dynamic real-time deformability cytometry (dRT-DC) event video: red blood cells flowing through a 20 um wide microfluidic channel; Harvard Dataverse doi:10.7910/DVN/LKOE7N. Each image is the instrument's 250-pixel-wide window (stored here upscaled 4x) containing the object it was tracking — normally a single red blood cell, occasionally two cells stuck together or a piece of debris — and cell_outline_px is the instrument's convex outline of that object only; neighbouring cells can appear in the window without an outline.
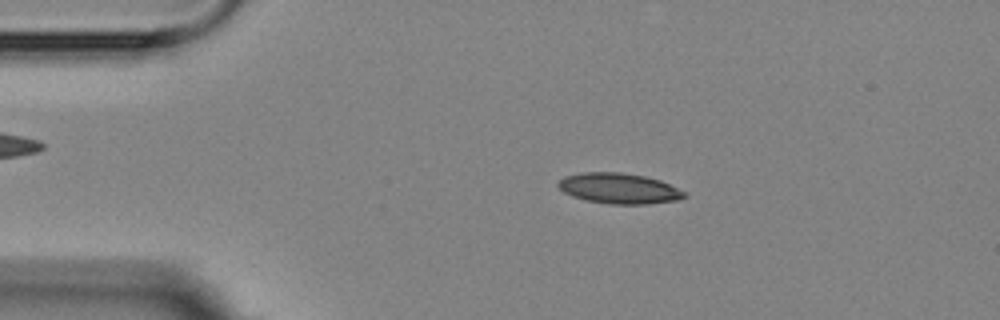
{"species": "Egyptian fruit bat (a non-hibernating species)", "species_latin": "Rousettus aegyptiacus", "temperature_condition": "room temperature", "stored_images_in_passage": 7, "camera_frame_rate_fps": 3000, "um_per_image_px": 0.085, "animal": {"sex": "female"}, "frame": {"image": 1, "passage_image": 2, "time_ms": 1.333, "image_size_px": [1000, 320], "cell_outline_px": [[688, 196], [676, 200], [648, 204], [608, 204], [584, 200], [572, 196], [564, 192], [556, 184], [564, 176], [584, 172], [620, 172], [644, 176], [660, 180], [684, 192]], "centroid_in_image_um": [52.58, 16.02], "position_along_channel_um": 32.4, "area_um2": 22.37}}
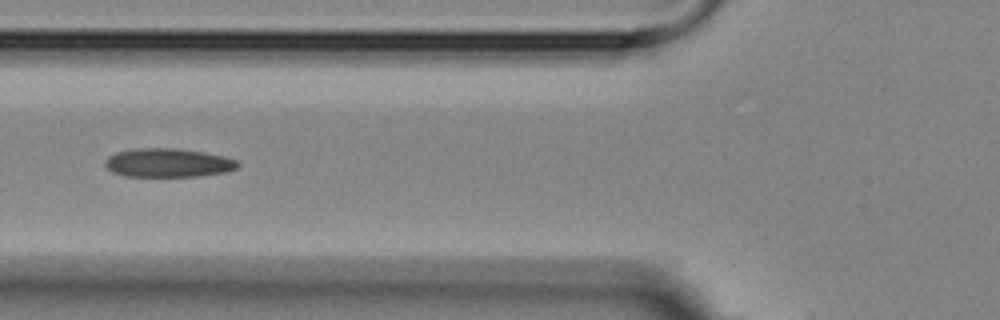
{"frame": {"image": 2, "passage_image": 5, "time_ms": 4.667, "image_size_px": [1000, 320], "cell_outline_px": [[240, 164], [236, 168], [228, 172], [200, 176], [124, 176], [112, 172], [104, 164], [108, 156], [116, 152], [140, 148], [176, 148], [204, 152], [224, 156], [236, 160]], "centroid_in_image_um": [14.3, 13.84], "position_along_channel_um": 111.5, "area_um2": 22.25}}
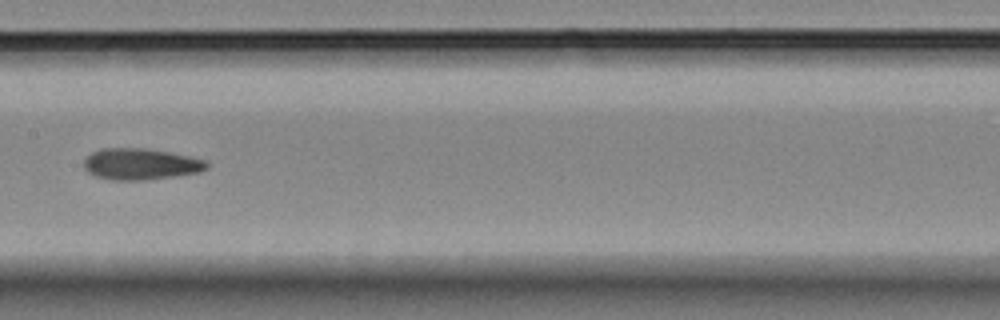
{"frame": {"image": 3, "passage_image": 7, "time_ms": 7.0, "image_size_px": [1000, 320], "cell_outline_px": [[208, 168], [200, 172], [144, 180], [112, 180], [96, 176], [88, 172], [84, 168], [84, 160], [92, 152], [100, 148], [144, 148], [168, 152], [188, 156], [204, 160], [208, 164]], "centroid_in_image_um": [11.92, 13.94], "position_along_channel_um": 195.5, "area_um2": 22.25}}